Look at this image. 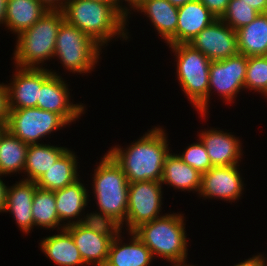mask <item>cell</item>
<instances>
[{"label": "cell", "instance_id": "obj_15", "mask_svg": "<svg viewBox=\"0 0 267 266\" xmlns=\"http://www.w3.org/2000/svg\"><path fill=\"white\" fill-rule=\"evenodd\" d=\"M51 72L52 75L40 87L37 108L60 114L70 124L84 113V106L69 102L68 86L58 73Z\"/></svg>", "mask_w": 267, "mask_h": 266}, {"label": "cell", "instance_id": "obj_21", "mask_svg": "<svg viewBox=\"0 0 267 266\" xmlns=\"http://www.w3.org/2000/svg\"><path fill=\"white\" fill-rule=\"evenodd\" d=\"M56 198V210L60 222L67 221L64 224L66 227L76 223L86 222L91 220L90 214L87 213L86 217L79 218V214H82V210L87 206L88 193L87 189L81 183L80 179L74 183L67 185L66 187L58 190H54ZM74 218H79L76 221H71Z\"/></svg>", "mask_w": 267, "mask_h": 266}, {"label": "cell", "instance_id": "obj_40", "mask_svg": "<svg viewBox=\"0 0 267 266\" xmlns=\"http://www.w3.org/2000/svg\"><path fill=\"white\" fill-rule=\"evenodd\" d=\"M7 0H0V24L6 22Z\"/></svg>", "mask_w": 267, "mask_h": 266}, {"label": "cell", "instance_id": "obj_30", "mask_svg": "<svg viewBox=\"0 0 267 266\" xmlns=\"http://www.w3.org/2000/svg\"><path fill=\"white\" fill-rule=\"evenodd\" d=\"M245 88L267 96V55L247 57Z\"/></svg>", "mask_w": 267, "mask_h": 266}, {"label": "cell", "instance_id": "obj_7", "mask_svg": "<svg viewBox=\"0 0 267 266\" xmlns=\"http://www.w3.org/2000/svg\"><path fill=\"white\" fill-rule=\"evenodd\" d=\"M101 46L65 20L55 41V54L61 64L74 73H90L100 57Z\"/></svg>", "mask_w": 267, "mask_h": 266}, {"label": "cell", "instance_id": "obj_2", "mask_svg": "<svg viewBox=\"0 0 267 266\" xmlns=\"http://www.w3.org/2000/svg\"><path fill=\"white\" fill-rule=\"evenodd\" d=\"M164 132L162 127H154L125 150L115 146L108 151L122 167L129 183L161 181L164 161L170 153Z\"/></svg>", "mask_w": 267, "mask_h": 266}, {"label": "cell", "instance_id": "obj_31", "mask_svg": "<svg viewBox=\"0 0 267 266\" xmlns=\"http://www.w3.org/2000/svg\"><path fill=\"white\" fill-rule=\"evenodd\" d=\"M260 13L243 1L230 0L221 20L235 31L250 24Z\"/></svg>", "mask_w": 267, "mask_h": 266}, {"label": "cell", "instance_id": "obj_22", "mask_svg": "<svg viewBox=\"0 0 267 266\" xmlns=\"http://www.w3.org/2000/svg\"><path fill=\"white\" fill-rule=\"evenodd\" d=\"M41 250L58 266L85 265L72 235L62 229L60 234L41 240Z\"/></svg>", "mask_w": 267, "mask_h": 266}, {"label": "cell", "instance_id": "obj_8", "mask_svg": "<svg viewBox=\"0 0 267 266\" xmlns=\"http://www.w3.org/2000/svg\"><path fill=\"white\" fill-rule=\"evenodd\" d=\"M87 266H104L111 242L120 229L117 225L104 221L88 220L65 227Z\"/></svg>", "mask_w": 267, "mask_h": 266}, {"label": "cell", "instance_id": "obj_23", "mask_svg": "<svg viewBox=\"0 0 267 266\" xmlns=\"http://www.w3.org/2000/svg\"><path fill=\"white\" fill-rule=\"evenodd\" d=\"M201 173L183 162L178 154L169 153L164 161L161 183L182 191H196L201 187Z\"/></svg>", "mask_w": 267, "mask_h": 266}, {"label": "cell", "instance_id": "obj_27", "mask_svg": "<svg viewBox=\"0 0 267 266\" xmlns=\"http://www.w3.org/2000/svg\"><path fill=\"white\" fill-rule=\"evenodd\" d=\"M68 149L46 144H29L24 171L25 180L37 181Z\"/></svg>", "mask_w": 267, "mask_h": 266}, {"label": "cell", "instance_id": "obj_41", "mask_svg": "<svg viewBox=\"0 0 267 266\" xmlns=\"http://www.w3.org/2000/svg\"><path fill=\"white\" fill-rule=\"evenodd\" d=\"M170 4L176 7L183 6L184 4L195 0H167Z\"/></svg>", "mask_w": 267, "mask_h": 266}, {"label": "cell", "instance_id": "obj_4", "mask_svg": "<svg viewBox=\"0 0 267 266\" xmlns=\"http://www.w3.org/2000/svg\"><path fill=\"white\" fill-rule=\"evenodd\" d=\"M63 21L62 10H48L32 27L19 33L13 57L16 66L39 68L44 60L54 58L55 41Z\"/></svg>", "mask_w": 267, "mask_h": 266}, {"label": "cell", "instance_id": "obj_1", "mask_svg": "<svg viewBox=\"0 0 267 266\" xmlns=\"http://www.w3.org/2000/svg\"><path fill=\"white\" fill-rule=\"evenodd\" d=\"M62 12L66 22L84 32L101 47L107 45L113 36L128 39L125 33L128 15L117 3L68 0Z\"/></svg>", "mask_w": 267, "mask_h": 266}, {"label": "cell", "instance_id": "obj_39", "mask_svg": "<svg viewBox=\"0 0 267 266\" xmlns=\"http://www.w3.org/2000/svg\"><path fill=\"white\" fill-rule=\"evenodd\" d=\"M120 1H123V0H116V2H117V4H118V6L121 8V9H123L124 10V12L128 15L130 12L129 11H131L130 9H128L126 6L123 8L120 4ZM124 1H127L128 2V6L130 7V8H135L142 0H124Z\"/></svg>", "mask_w": 267, "mask_h": 266}, {"label": "cell", "instance_id": "obj_19", "mask_svg": "<svg viewBox=\"0 0 267 266\" xmlns=\"http://www.w3.org/2000/svg\"><path fill=\"white\" fill-rule=\"evenodd\" d=\"M120 233L118 231L113 238L107 261L104 266H149L153 255L149 248L134 234L129 232L132 236L129 244H122L120 242Z\"/></svg>", "mask_w": 267, "mask_h": 266}, {"label": "cell", "instance_id": "obj_18", "mask_svg": "<svg viewBox=\"0 0 267 266\" xmlns=\"http://www.w3.org/2000/svg\"><path fill=\"white\" fill-rule=\"evenodd\" d=\"M134 9L149 17L157 32L168 45H176L178 7L167 0H142Z\"/></svg>", "mask_w": 267, "mask_h": 266}, {"label": "cell", "instance_id": "obj_26", "mask_svg": "<svg viewBox=\"0 0 267 266\" xmlns=\"http://www.w3.org/2000/svg\"><path fill=\"white\" fill-rule=\"evenodd\" d=\"M47 11L38 0H7L5 25L18 35L32 27Z\"/></svg>", "mask_w": 267, "mask_h": 266}, {"label": "cell", "instance_id": "obj_37", "mask_svg": "<svg viewBox=\"0 0 267 266\" xmlns=\"http://www.w3.org/2000/svg\"><path fill=\"white\" fill-rule=\"evenodd\" d=\"M234 266H264L261 254L248 258L247 260L240 262Z\"/></svg>", "mask_w": 267, "mask_h": 266}, {"label": "cell", "instance_id": "obj_36", "mask_svg": "<svg viewBox=\"0 0 267 266\" xmlns=\"http://www.w3.org/2000/svg\"><path fill=\"white\" fill-rule=\"evenodd\" d=\"M254 8L259 13H267V0H240Z\"/></svg>", "mask_w": 267, "mask_h": 266}, {"label": "cell", "instance_id": "obj_44", "mask_svg": "<svg viewBox=\"0 0 267 266\" xmlns=\"http://www.w3.org/2000/svg\"><path fill=\"white\" fill-rule=\"evenodd\" d=\"M91 1H100L104 3H117L116 0H91Z\"/></svg>", "mask_w": 267, "mask_h": 266}, {"label": "cell", "instance_id": "obj_45", "mask_svg": "<svg viewBox=\"0 0 267 266\" xmlns=\"http://www.w3.org/2000/svg\"><path fill=\"white\" fill-rule=\"evenodd\" d=\"M261 258H262V260H263V263H264V266H267V260H265V259H267L266 257H263V255H261Z\"/></svg>", "mask_w": 267, "mask_h": 266}, {"label": "cell", "instance_id": "obj_28", "mask_svg": "<svg viewBox=\"0 0 267 266\" xmlns=\"http://www.w3.org/2000/svg\"><path fill=\"white\" fill-rule=\"evenodd\" d=\"M27 150L28 144L6 129L0 137V175L23 172Z\"/></svg>", "mask_w": 267, "mask_h": 266}, {"label": "cell", "instance_id": "obj_9", "mask_svg": "<svg viewBox=\"0 0 267 266\" xmlns=\"http://www.w3.org/2000/svg\"><path fill=\"white\" fill-rule=\"evenodd\" d=\"M67 124L60 114L37 107L9 109L7 130L29 145Z\"/></svg>", "mask_w": 267, "mask_h": 266}, {"label": "cell", "instance_id": "obj_25", "mask_svg": "<svg viewBox=\"0 0 267 266\" xmlns=\"http://www.w3.org/2000/svg\"><path fill=\"white\" fill-rule=\"evenodd\" d=\"M75 153L69 149L36 181L38 188L58 190L78 180Z\"/></svg>", "mask_w": 267, "mask_h": 266}, {"label": "cell", "instance_id": "obj_11", "mask_svg": "<svg viewBox=\"0 0 267 266\" xmlns=\"http://www.w3.org/2000/svg\"><path fill=\"white\" fill-rule=\"evenodd\" d=\"M247 56L238 54L226 59L211 61L209 67L208 102L211 90L217 91L227 102L237 97L245 89Z\"/></svg>", "mask_w": 267, "mask_h": 266}, {"label": "cell", "instance_id": "obj_5", "mask_svg": "<svg viewBox=\"0 0 267 266\" xmlns=\"http://www.w3.org/2000/svg\"><path fill=\"white\" fill-rule=\"evenodd\" d=\"M184 217L181 214H166L143 223L133 230L134 234L149 248L153 257L168 262H186L187 240Z\"/></svg>", "mask_w": 267, "mask_h": 266}, {"label": "cell", "instance_id": "obj_17", "mask_svg": "<svg viewBox=\"0 0 267 266\" xmlns=\"http://www.w3.org/2000/svg\"><path fill=\"white\" fill-rule=\"evenodd\" d=\"M35 181L22 179L14 186L7 187L6 202L3 212H11L19 228L30 233L34 226L32 204L35 190Z\"/></svg>", "mask_w": 267, "mask_h": 266}, {"label": "cell", "instance_id": "obj_10", "mask_svg": "<svg viewBox=\"0 0 267 266\" xmlns=\"http://www.w3.org/2000/svg\"><path fill=\"white\" fill-rule=\"evenodd\" d=\"M161 181H138L129 183L126 225L132 232L139 225L161 217Z\"/></svg>", "mask_w": 267, "mask_h": 266}, {"label": "cell", "instance_id": "obj_33", "mask_svg": "<svg viewBox=\"0 0 267 266\" xmlns=\"http://www.w3.org/2000/svg\"><path fill=\"white\" fill-rule=\"evenodd\" d=\"M216 19L225 13L230 0H199Z\"/></svg>", "mask_w": 267, "mask_h": 266}, {"label": "cell", "instance_id": "obj_13", "mask_svg": "<svg viewBox=\"0 0 267 266\" xmlns=\"http://www.w3.org/2000/svg\"><path fill=\"white\" fill-rule=\"evenodd\" d=\"M12 83L6 85L8 108L22 109L37 107L41 85L52 75L51 70L39 68H16Z\"/></svg>", "mask_w": 267, "mask_h": 266}, {"label": "cell", "instance_id": "obj_3", "mask_svg": "<svg viewBox=\"0 0 267 266\" xmlns=\"http://www.w3.org/2000/svg\"><path fill=\"white\" fill-rule=\"evenodd\" d=\"M94 169V196L100 213H90L91 220L123 227L128 207L129 182L122 167L107 153ZM125 219V220H124Z\"/></svg>", "mask_w": 267, "mask_h": 266}, {"label": "cell", "instance_id": "obj_24", "mask_svg": "<svg viewBox=\"0 0 267 266\" xmlns=\"http://www.w3.org/2000/svg\"><path fill=\"white\" fill-rule=\"evenodd\" d=\"M236 32L239 54L247 57L267 55V13H260Z\"/></svg>", "mask_w": 267, "mask_h": 266}, {"label": "cell", "instance_id": "obj_6", "mask_svg": "<svg viewBox=\"0 0 267 266\" xmlns=\"http://www.w3.org/2000/svg\"><path fill=\"white\" fill-rule=\"evenodd\" d=\"M175 52L177 79L200 116L208 112L209 67L211 60L188 43L169 45ZM202 114V115H201Z\"/></svg>", "mask_w": 267, "mask_h": 266}, {"label": "cell", "instance_id": "obj_43", "mask_svg": "<svg viewBox=\"0 0 267 266\" xmlns=\"http://www.w3.org/2000/svg\"><path fill=\"white\" fill-rule=\"evenodd\" d=\"M172 264H174L173 266H194V265H187L185 262H175Z\"/></svg>", "mask_w": 267, "mask_h": 266}, {"label": "cell", "instance_id": "obj_12", "mask_svg": "<svg viewBox=\"0 0 267 266\" xmlns=\"http://www.w3.org/2000/svg\"><path fill=\"white\" fill-rule=\"evenodd\" d=\"M211 61H218L239 54L237 32L221 19H215L190 42Z\"/></svg>", "mask_w": 267, "mask_h": 266}, {"label": "cell", "instance_id": "obj_42", "mask_svg": "<svg viewBox=\"0 0 267 266\" xmlns=\"http://www.w3.org/2000/svg\"><path fill=\"white\" fill-rule=\"evenodd\" d=\"M7 129V123H0V137L4 133V131Z\"/></svg>", "mask_w": 267, "mask_h": 266}, {"label": "cell", "instance_id": "obj_34", "mask_svg": "<svg viewBox=\"0 0 267 266\" xmlns=\"http://www.w3.org/2000/svg\"><path fill=\"white\" fill-rule=\"evenodd\" d=\"M8 92L7 86L0 84V123H7L8 121Z\"/></svg>", "mask_w": 267, "mask_h": 266}, {"label": "cell", "instance_id": "obj_16", "mask_svg": "<svg viewBox=\"0 0 267 266\" xmlns=\"http://www.w3.org/2000/svg\"><path fill=\"white\" fill-rule=\"evenodd\" d=\"M199 140L202 141L213 167L230 166L239 163L242 154L238 138L221 130L202 131Z\"/></svg>", "mask_w": 267, "mask_h": 266}, {"label": "cell", "instance_id": "obj_29", "mask_svg": "<svg viewBox=\"0 0 267 266\" xmlns=\"http://www.w3.org/2000/svg\"><path fill=\"white\" fill-rule=\"evenodd\" d=\"M32 216L34 226L43 228H53L61 226V230L65 229V225L60 224L58 213L56 210V198L54 191L36 188L32 204Z\"/></svg>", "mask_w": 267, "mask_h": 266}, {"label": "cell", "instance_id": "obj_20", "mask_svg": "<svg viewBox=\"0 0 267 266\" xmlns=\"http://www.w3.org/2000/svg\"><path fill=\"white\" fill-rule=\"evenodd\" d=\"M215 19L213 14L199 0L178 7L176 44L189 43Z\"/></svg>", "mask_w": 267, "mask_h": 266}, {"label": "cell", "instance_id": "obj_35", "mask_svg": "<svg viewBox=\"0 0 267 266\" xmlns=\"http://www.w3.org/2000/svg\"><path fill=\"white\" fill-rule=\"evenodd\" d=\"M38 1L47 10H62L68 0H38Z\"/></svg>", "mask_w": 267, "mask_h": 266}, {"label": "cell", "instance_id": "obj_38", "mask_svg": "<svg viewBox=\"0 0 267 266\" xmlns=\"http://www.w3.org/2000/svg\"><path fill=\"white\" fill-rule=\"evenodd\" d=\"M7 187L0 177V212H3L5 207Z\"/></svg>", "mask_w": 267, "mask_h": 266}, {"label": "cell", "instance_id": "obj_32", "mask_svg": "<svg viewBox=\"0 0 267 266\" xmlns=\"http://www.w3.org/2000/svg\"><path fill=\"white\" fill-rule=\"evenodd\" d=\"M193 143L187 147L185 152L178 154L184 163L190 165L192 168L197 170L199 173H206L213 167L205 146L202 141Z\"/></svg>", "mask_w": 267, "mask_h": 266}, {"label": "cell", "instance_id": "obj_14", "mask_svg": "<svg viewBox=\"0 0 267 266\" xmlns=\"http://www.w3.org/2000/svg\"><path fill=\"white\" fill-rule=\"evenodd\" d=\"M238 164L212 167L201 175L199 194L205 198H221L229 202L240 198L244 183L238 170Z\"/></svg>", "mask_w": 267, "mask_h": 266}]
</instances>
